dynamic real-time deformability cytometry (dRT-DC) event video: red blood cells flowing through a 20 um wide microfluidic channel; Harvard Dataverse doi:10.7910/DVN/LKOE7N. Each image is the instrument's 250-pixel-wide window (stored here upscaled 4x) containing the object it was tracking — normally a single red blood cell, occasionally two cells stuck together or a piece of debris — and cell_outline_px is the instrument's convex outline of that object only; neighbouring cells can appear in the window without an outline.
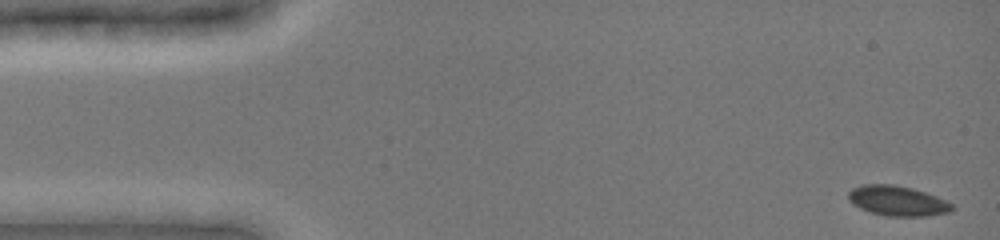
{"species": "common noctule bat (a hibernating species)", "species_latin": "Nyctalus noctula", "temperature_condition": "cold", "stored_images_in_passage": 46, "camera_frame_rate_fps": 3000, "um_per_image_px": 0.085, "animal": {"sex": "female", "body_mass_g": 19.0, "forearm_length_mm": 51.5}, "frame": {"image": 1, "passage_image": 1, "time_ms": 0.0, "image_size_px": [1000, 240], "cell_outline_px": [[956, 208], [952, 212], [924, 216], [884, 216], [860, 208], [852, 204], [848, 200], [848, 192], [852, 188], [860, 184], [892, 184], [912, 188], [936, 196], [952, 204]], "centroid_in_image_um": [76.27, 17.07], "position_along_channel_um": 8.7, "area_um2": 18.26}}
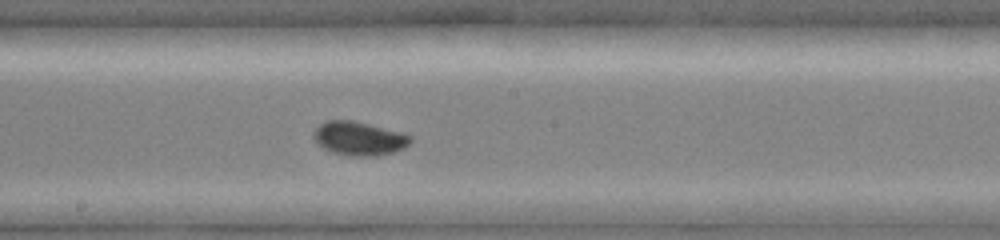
{"frame": {"image": 2, "passage_image": 26, "time_ms": 8.333, "image_size_px": [1000, 240], "cell_outline_px": [[412, 140], [404, 148], [392, 152], [376, 156], [352, 156], [332, 152], [316, 144], [312, 136], [312, 132], [320, 124], [328, 120], [352, 120], [400, 132], [412, 136]], "centroid_in_image_um": [30.48, 11.77], "position_along_channel_um": 217.7, "area_um2": 19.02}}
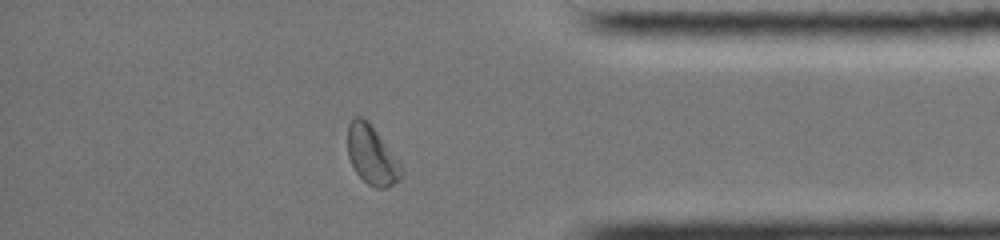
{"frame": {"image": 3, "passage_image": 41, "time_ms": 13.333, "image_size_px": [1000, 240], "cell_outline_px": [[400, 180], [384, 188], [376, 188], [368, 184], [356, 172], [348, 156], [348, 124], [356, 116], [360, 116], [368, 120], [372, 124], [400, 160]], "centroid_in_image_um": [31.61, 13.15], "position_along_channel_um": 403.6, "area_um2": 18.44}, "authors_computed_cell_mechanics": {"area_um2": 18.1492, "velocity_mm_per_s": 3.9051, "shape_relaxation_time_tau1_ms": 4.0526, "shape_relaxation_time_tau2_ms": null, "deformation_change_tau1": 0.098, "deformation_change_tau2": null}}